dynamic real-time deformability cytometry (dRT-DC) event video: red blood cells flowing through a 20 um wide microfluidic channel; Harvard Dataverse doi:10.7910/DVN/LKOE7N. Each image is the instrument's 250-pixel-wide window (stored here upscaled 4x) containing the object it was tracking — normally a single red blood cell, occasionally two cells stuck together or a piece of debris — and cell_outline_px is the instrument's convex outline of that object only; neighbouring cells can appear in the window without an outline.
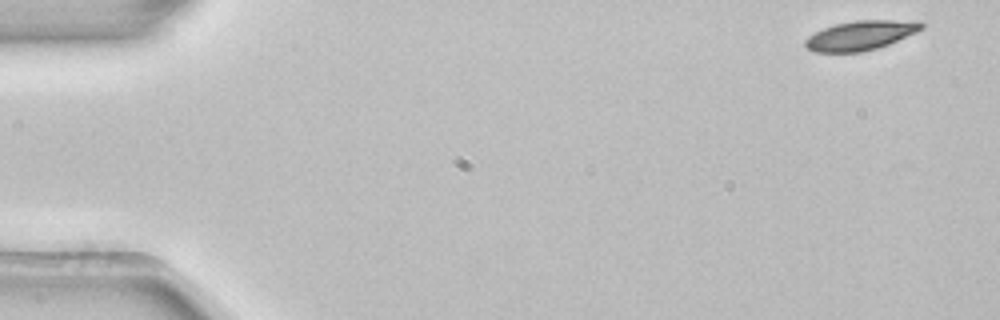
{"species": "common noctule bat (a hibernating species)", "species_latin": "Nyctalus noctula", "temperature_condition": "room temperature", "stored_images_in_passage": 4, "camera_frame_rate_fps": 3000, "um_per_image_px": 0.085, "animal": {"sex": "female", "body_mass_g": 22.7, "forearm_length_mm": 54.2}, "frame": {"image": 1, "passage_image": 1, "time_ms": 0.0, "image_size_px": [1000, 320], "cell_outline_px": [[924, 28], [916, 32], [888, 44], [876, 48], [860, 52], [816, 52], [808, 48], [804, 44], [804, 40], [808, 36], [824, 28], [836, 24], [856, 20], [920, 20], [924, 24]], "centroid_in_image_um": [73.18, 2.99], "position_along_channel_um": 11.8, "area_um2": 19.83}}